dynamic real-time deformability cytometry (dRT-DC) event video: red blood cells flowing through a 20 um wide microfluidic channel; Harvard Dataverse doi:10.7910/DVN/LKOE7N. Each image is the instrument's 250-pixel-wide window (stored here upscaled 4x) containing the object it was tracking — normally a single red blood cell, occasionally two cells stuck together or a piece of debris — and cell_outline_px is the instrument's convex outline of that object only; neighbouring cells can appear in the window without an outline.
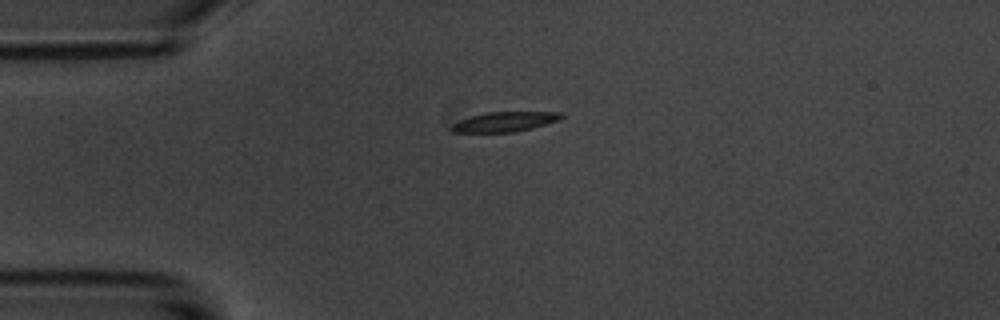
{"species": "common noctule bat (a hibernating species)", "species_latin": "Nyctalus noctula", "temperature_condition": "room temperature", "stored_images_in_passage": 2, "camera_frame_rate_fps": 3000, "um_per_image_px": 0.085, "animal": {"sex": "male", "body_mass_g": 20.1, "forearm_length_mm": 53.5}, "frame": {"image": 1, "passage_image": 1, "time_ms": 0.0, "image_size_px": [1000, 320], "cell_outline_px": [[564, 116], [560, 120], [532, 128], [516, 132], [452, 132], [452, 124], [460, 120], [472, 116], [488, 112], [560, 112]], "centroid_in_image_um": [42.94, 10.35], "position_along_channel_um": 42.1, "area_um2": 12.54}}